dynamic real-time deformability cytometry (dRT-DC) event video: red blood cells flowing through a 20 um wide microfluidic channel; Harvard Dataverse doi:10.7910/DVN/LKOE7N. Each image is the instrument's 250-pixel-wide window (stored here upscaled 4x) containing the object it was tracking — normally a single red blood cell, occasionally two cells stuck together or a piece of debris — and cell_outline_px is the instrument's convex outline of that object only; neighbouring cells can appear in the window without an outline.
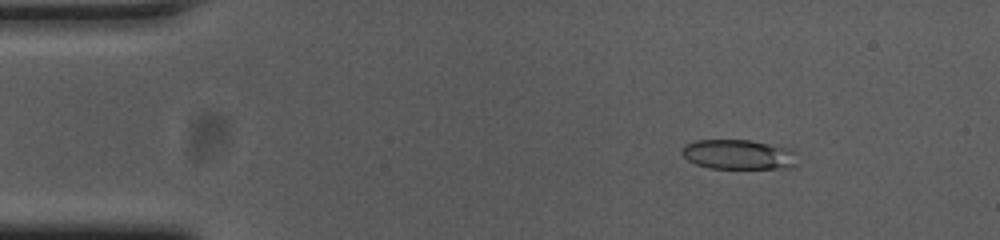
{"species": "common noctule bat (a hibernating species)", "species_latin": "Nyctalus noctula", "temperature_condition": "cold", "stored_images_in_passage": 54, "camera_frame_rate_fps": 3000, "um_per_image_px": 0.085, "animal": {"sex": "female", "body_mass_g": 23.0, "forearm_length_mm": 53.4}, "frame": {"image": 1, "passage_image": 7, "time_ms": 2.0, "image_size_px": [1000, 240], "cell_outline_px": [[796, 164], [792, 168], [708, 168], [696, 164], [688, 160], [680, 152], [684, 144], [696, 140], [752, 140], [792, 148]], "centroid_in_image_um": [62.75, 13.12], "position_along_channel_um": 22.2, "area_um2": 20.17}}
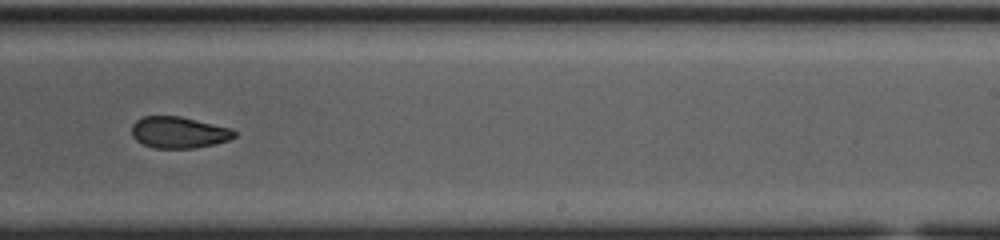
{"frame": {"image": 2, "passage_image": 33, "time_ms": 10.667, "image_size_px": [1000, 240], "cell_outline_px": [[236, 136], [228, 140], [216, 144], [192, 148], [156, 148], [144, 144], [136, 140], [132, 136], [132, 124], [136, 120], [144, 116], [180, 116], [232, 128], [236, 132]], "centroid_in_image_um": [15.21, 11.25], "position_along_channel_um": 273.8, "area_um2": 18.84}}
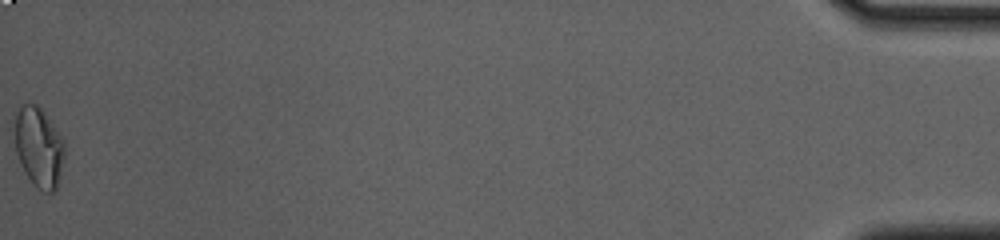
{"frame": {"image": 3, "passage_image": 54, "time_ms": 17.667, "image_size_px": [1000, 240], "cell_outline_px": [[64, 156], [56, 192], [44, 192], [36, 188], [32, 184], [24, 172], [20, 164], [16, 152], [16, 112], [20, 104], [36, 104], [40, 108], [64, 140]], "centroid_in_image_um": [3.3, 12.56], "position_along_channel_um": 431.9, "area_um2": 23.06}, "authors_computed_cell_mechanics": {"area_um2": 20.2011, "velocity_mm_per_s": 3.7499, "shape_relaxation_time_tau1_ms": null, "shape_relaxation_time_tau2_ms": 3.9945, "deformation_change_tau1": null, "deformation_change_tau2": 0.0969}}